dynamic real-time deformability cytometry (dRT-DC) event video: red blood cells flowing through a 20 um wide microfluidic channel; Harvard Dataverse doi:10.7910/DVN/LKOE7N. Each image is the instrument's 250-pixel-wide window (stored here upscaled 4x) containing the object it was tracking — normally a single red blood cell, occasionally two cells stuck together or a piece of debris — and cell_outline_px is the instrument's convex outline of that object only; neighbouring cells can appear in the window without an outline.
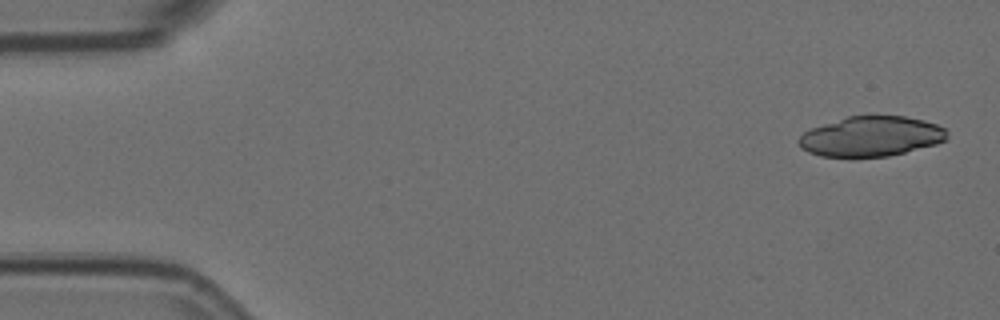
{"species": "Egyptian fruit bat (a non-hibernating species)", "species_latin": "Rousettus aegyptiacus", "temperature_condition": "room temperature", "stored_images_in_passage": 4, "camera_frame_rate_fps": 3000, "um_per_image_px": 0.085, "animal": {"sex": "female"}, "frame": {"image": 1, "passage_image": 1, "time_ms": 0.0, "image_size_px": [1000, 320], "cell_outline_px": [[948, 140], [936, 144], [888, 156], [820, 156], [808, 152], [800, 148], [796, 140], [804, 132], [812, 128], [848, 116], [904, 116], [924, 120], [936, 124], [944, 128], [948, 132]], "centroid_in_image_um": [74.05, 11.59], "position_along_channel_um": 10.9, "area_um2": 34.45}}